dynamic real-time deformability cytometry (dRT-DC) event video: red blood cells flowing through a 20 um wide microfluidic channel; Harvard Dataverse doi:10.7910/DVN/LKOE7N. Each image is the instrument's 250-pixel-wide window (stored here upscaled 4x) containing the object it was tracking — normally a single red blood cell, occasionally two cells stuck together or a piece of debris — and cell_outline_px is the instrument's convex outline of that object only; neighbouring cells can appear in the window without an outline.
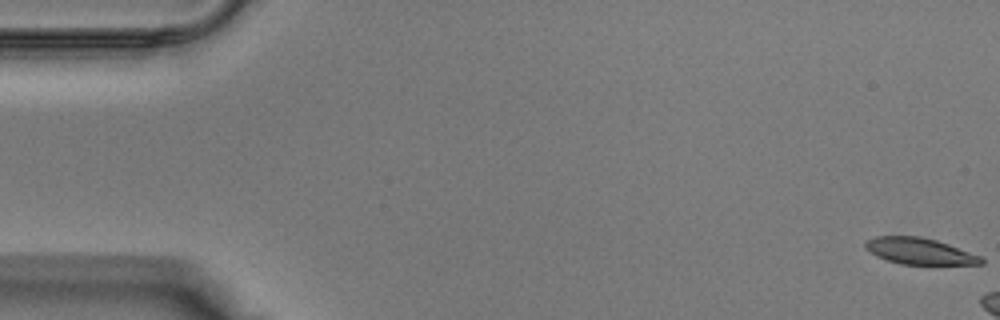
{"species": "Egyptian fruit bat (a non-hibernating species)", "species_latin": "Rousettus aegyptiacus", "temperature_condition": "warm", "stored_images_in_passage": 5, "camera_frame_rate_fps": 3000, "um_per_image_px": 0.085, "animal": {"sex": "male"}, "frame": {"image": 1, "passage_image": 1, "time_ms": 0.0, "image_size_px": [1000, 320], "cell_outline_px": [[984, 264], [904, 264], [888, 260], [876, 256], [864, 248], [864, 240], [876, 236], [920, 236], [936, 240], [984, 256]], "centroid_in_image_um": [78.17, 21.34], "position_along_channel_um": 6.8, "area_um2": 17.92}}